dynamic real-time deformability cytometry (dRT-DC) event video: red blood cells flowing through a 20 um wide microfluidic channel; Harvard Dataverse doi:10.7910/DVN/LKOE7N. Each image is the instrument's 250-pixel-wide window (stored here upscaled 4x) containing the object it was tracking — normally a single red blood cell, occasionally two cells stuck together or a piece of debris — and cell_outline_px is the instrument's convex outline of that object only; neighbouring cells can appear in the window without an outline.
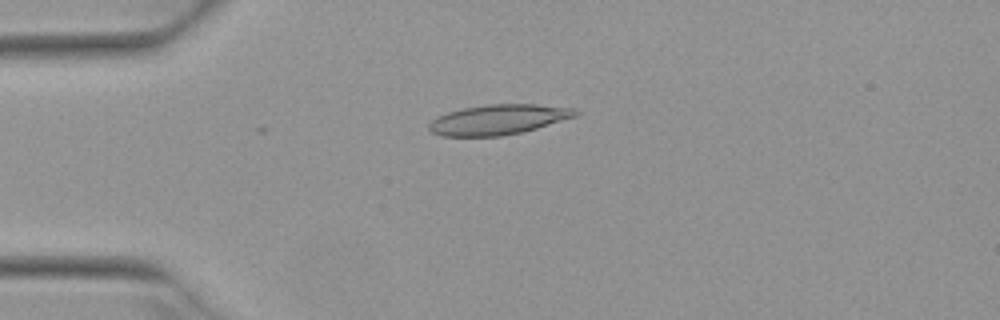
{"species": "Egyptian fruit bat (a non-hibernating species)", "species_latin": "Rousettus aegyptiacus", "temperature_condition": "warm", "stored_images_in_passage": 43, "camera_frame_rate_fps": 3000, "um_per_image_px": 0.085, "animal": {"sex": "female"}, "frame": {"image": 1, "passage_image": 13, "time_ms": 4.0, "image_size_px": [1000, 320], "cell_outline_px": [[580, 112], [576, 116], [536, 128], [520, 132], [500, 136], [440, 136], [432, 132], [428, 128], [428, 124], [436, 116], [448, 112], [464, 108], [488, 104], [536, 104], [576, 108]], "centroid_in_image_um": [42.35, 10.16], "position_along_channel_um": 42.7, "area_um2": 25.61}}
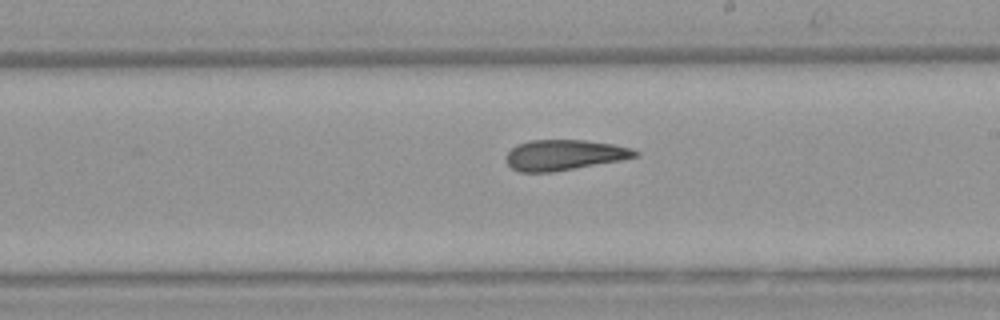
{"frame": {"image": 2, "passage_image": 30, "time_ms": 9.667, "image_size_px": [1000, 320], "cell_outline_px": [[640, 156], [620, 160], [552, 172], [520, 172], [512, 168], [504, 160], [508, 152], [516, 144], [528, 140], [584, 140], [612, 144], [632, 148], [640, 152]], "centroid_in_image_um": [47.94, 13.17], "position_along_channel_um": 241.1, "area_um2": 22.95}}
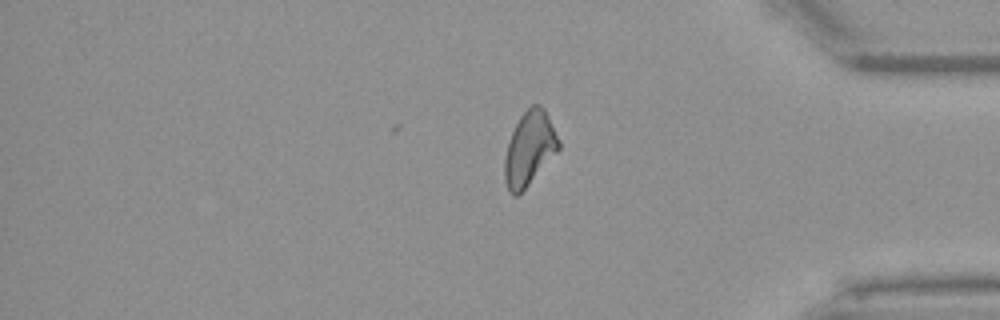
{"frame": {"image": 3, "passage_image": 43, "time_ms": 14.0, "image_size_px": [1000, 320], "cell_outline_px": [[560, 148], [524, 188], [516, 196], [512, 196], [508, 192], [504, 180], [504, 160], [508, 140], [520, 116], [532, 104], [540, 104], [544, 108], [560, 140]], "centroid_in_image_um": [44.98, 12.61], "position_along_channel_um": 390.2, "area_um2": 23.06}, "authors_computed_cell_mechanics": {"area_um2": 24.1026, "velocity_mm_per_s": 3.9383, "shape_relaxation_time_tau1_ms": null, "shape_relaxation_time_tau2_ms": 2.9719, "deformation_change_tau1": null, "deformation_change_tau2": 0.1075}}